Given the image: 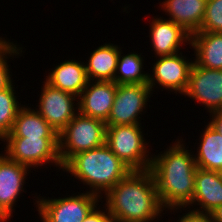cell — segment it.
I'll use <instances>...</instances> for the list:
<instances>
[{
    "label": "cell",
    "mask_w": 222,
    "mask_h": 222,
    "mask_svg": "<svg viewBox=\"0 0 222 222\" xmlns=\"http://www.w3.org/2000/svg\"><path fill=\"white\" fill-rule=\"evenodd\" d=\"M183 142L182 137L180 140L177 138L160 154L154 153L149 169L155 180L159 200L171 214L178 213L180 209V213L187 210L194 195L197 169L195 151L189 150Z\"/></svg>",
    "instance_id": "1"
},
{
    "label": "cell",
    "mask_w": 222,
    "mask_h": 222,
    "mask_svg": "<svg viewBox=\"0 0 222 222\" xmlns=\"http://www.w3.org/2000/svg\"><path fill=\"white\" fill-rule=\"evenodd\" d=\"M105 207L115 222H152L166 214L150 170L131 171L105 194ZM165 210V213H163ZM156 219V220H155Z\"/></svg>",
    "instance_id": "2"
},
{
    "label": "cell",
    "mask_w": 222,
    "mask_h": 222,
    "mask_svg": "<svg viewBox=\"0 0 222 222\" xmlns=\"http://www.w3.org/2000/svg\"><path fill=\"white\" fill-rule=\"evenodd\" d=\"M62 171L89 186L88 192L102 196L132 170L124 164L108 147L102 146L73 155Z\"/></svg>",
    "instance_id": "3"
},
{
    "label": "cell",
    "mask_w": 222,
    "mask_h": 222,
    "mask_svg": "<svg viewBox=\"0 0 222 222\" xmlns=\"http://www.w3.org/2000/svg\"><path fill=\"white\" fill-rule=\"evenodd\" d=\"M142 129V124L106 126L105 143L132 171L149 170L151 166V146Z\"/></svg>",
    "instance_id": "4"
},
{
    "label": "cell",
    "mask_w": 222,
    "mask_h": 222,
    "mask_svg": "<svg viewBox=\"0 0 222 222\" xmlns=\"http://www.w3.org/2000/svg\"><path fill=\"white\" fill-rule=\"evenodd\" d=\"M106 138L104 121L80 114L58 133V152L62 165L73 155L102 146Z\"/></svg>",
    "instance_id": "5"
},
{
    "label": "cell",
    "mask_w": 222,
    "mask_h": 222,
    "mask_svg": "<svg viewBox=\"0 0 222 222\" xmlns=\"http://www.w3.org/2000/svg\"><path fill=\"white\" fill-rule=\"evenodd\" d=\"M85 192V193H84ZM73 193L69 197L47 198L35 193L34 205L42 222H83L90 211L99 203L103 204L97 194L84 191Z\"/></svg>",
    "instance_id": "6"
},
{
    "label": "cell",
    "mask_w": 222,
    "mask_h": 222,
    "mask_svg": "<svg viewBox=\"0 0 222 222\" xmlns=\"http://www.w3.org/2000/svg\"><path fill=\"white\" fill-rule=\"evenodd\" d=\"M4 153L19 164L38 168L54 164L58 171L63 169L58 152V138L5 137Z\"/></svg>",
    "instance_id": "7"
},
{
    "label": "cell",
    "mask_w": 222,
    "mask_h": 222,
    "mask_svg": "<svg viewBox=\"0 0 222 222\" xmlns=\"http://www.w3.org/2000/svg\"><path fill=\"white\" fill-rule=\"evenodd\" d=\"M152 94L148 84H117L106 126L142 124L140 116L146 113Z\"/></svg>",
    "instance_id": "8"
},
{
    "label": "cell",
    "mask_w": 222,
    "mask_h": 222,
    "mask_svg": "<svg viewBox=\"0 0 222 222\" xmlns=\"http://www.w3.org/2000/svg\"><path fill=\"white\" fill-rule=\"evenodd\" d=\"M182 51L168 56L156 57L152 64V73H148V85L152 93L154 89H163L183 95L187 89L190 70L194 59H188Z\"/></svg>",
    "instance_id": "9"
},
{
    "label": "cell",
    "mask_w": 222,
    "mask_h": 222,
    "mask_svg": "<svg viewBox=\"0 0 222 222\" xmlns=\"http://www.w3.org/2000/svg\"><path fill=\"white\" fill-rule=\"evenodd\" d=\"M42 83L38 108H34L59 133L78 113V97L45 80Z\"/></svg>",
    "instance_id": "10"
},
{
    "label": "cell",
    "mask_w": 222,
    "mask_h": 222,
    "mask_svg": "<svg viewBox=\"0 0 222 222\" xmlns=\"http://www.w3.org/2000/svg\"><path fill=\"white\" fill-rule=\"evenodd\" d=\"M200 103L207 113L222 110V70L207 69L195 61L190 70L188 86L183 94Z\"/></svg>",
    "instance_id": "11"
},
{
    "label": "cell",
    "mask_w": 222,
    "mask_h": 222,
    "mask_svg": "<svg viewBox=\"0 0 222 222\" xmlns=\"http://www.w3.org/2000/svg\"><path fill=\"white\" fill-rule=\"evenodd\" d=\"M0 154V222H8L16 202L24 191V184L32 169L11 160L5 153ZM8 220V221H7Z\"/></svg>",
    "instance_id": "12"
},
{
    "label": "cell",
    "mask_w": 222,
    "mask_h": 222,
    "mask_svg": "<svg viewBox=\"0 0 222 222\" xmlns=\"http://www.w3.org/2000/svg\"><path fill=\"white\" fill-rule=\"evenodd\" d=\"M150 21L148 37L156 55L153 57L174 55L181 47L190 45L191 35L178 24L162 16H154Z\"/></svg>",
    "instance_id": "13"
},
{
    "label": "cell",
    "mask_w": 222,
    "mask_h": 222,
    "mask_svg": "<svg viewBox=\"0 0 222 222\" xmlns=\"http://www.w3.org/2000/svg\"><path fill=\"white\" fill-rule=\"evenodd\" d=\"M117 84L114 81H88L78 97V112L107 121L114 102Z\"/></svg>",
    "instance_id": "14"
},
{
    "label": "cell",
    "mask_w": 222,
    "mask_h": 222,
    "mask_svg": "<svg viewBox=\"0 0 222 222\" xmlns=\"http://www.w3.org/2000/svg\"><path fill=\"white\" fill-rule=\"evenodd\" d=\"M220 205H222V172L197 167L194 195L192 202L186 208L195 207L193 209L195 211L210 213Z\"/></svg>",
    "instance_id": "15"
},
{
    "label": "cell",
    "mask_w": 222,
    "mask_h": 222,
    "mask_svg": "<svg viewBox=\"0 0 222 222\" xmlns=\"http://www.w3.org/2000/svg\"><path fill=\"white\" fill-rule=\"evenodd\" d=\"M207 0H164L159 7L168 20L181 26L190 35L199 31L205 14ZM168 13V14H167Z\"/></svg>",
    "instance_id": "16"
},
{
    "label": "cell",
    "mask_w": 222,
    "mask_h": 222,
    "mask_svg": "<svg viewBox=\"0 0 222 222\" xmlns=\"http://www.w3.org/2000/svg\"><path fill=\"white\" fill-rule=\"evenodd\" d=\"M52 70V71H51ZM46 75L44 80L53 87L59 88L64 92L79 97L82 90L87 86L88 77L84 61L75 59L65 60L56 64L54 69Z\"/></svg>",
    "instance_id": "17"
},
{
    "label": "cell",
    "mask_w": 222,
    "mask_h": 222,
    "mask_svg": "<svg viewBox=\"0 0 222 222\" xmlns=\"http://www.w3.org/2000/svg\"><path fill=\"white\" fill-rule=\"evenodd\" d=\"M122 47L112 43H104L90 53L84 64L88 80L90 81H114L117 62Z\"/></svg>",
    "instance_id": "18"
},
{
    "label": "cell",
    "mask_w": 222,
    "mask_h": 222,
    "mask_svg": "<svg viewBox=\"0 0 222 222\" xmlns=\"http://www.w3.org/2000/svg\"><path fill=\"white\" fill-rule=\"evenodd\" d=\"M194 61L207 69L222 70V33L198 31L191 35Z\"/></svg>",
    "instance_id": "19"
},
{
    "label": "cell",
    "mask_w": 222,
    "mask_h": 222,
    "mask_svg": "<svg viewBox=\"0 0 222 222\" xmlns=\"http://www.w3.org/2000/svg\"><path fill=\"white\" fill-rule=\"evenodd\" d=\"M6 137L58 138V133L34 108L23 104Z\"/></svg>",
    "instance_id": "20"
},
{
    "label": "cell",
    "mask_w": 222,
    "mask_h": 222,
    "mask_svg": "<svg viewBox=\"0 0 222 222\" xmlns=\"http://www.w3.org/2000/svg\"><path fill=\"white\" fill-rule=\"evenodd\" d=\"M202 131L198 138L197 152L194 154L196 166L205 170L222 172V135L209 123Z\"/></svg>",
    "instance_id": "21"
},
{
    "label": "cell",
    "mask_w": 222,
    "mask_h": 222,
    "mask_svg": "<svg viewBox=\"0 0 222 222\" xmlns=\"http://www.w3.org/2000/svg\"><path fill=\"white\" fill-rule=\"evenodd\" d=\"M120 51L114 76L116 84H148V72L144 71L145 58L142 53ZM123 54V55H122ZM142 55V57H141Z\"/></svg>",
    "instance_id": "22"
},
{
    "label": "cell",
    "mask_w": 222,
    "mask_h": 222,
    "mask_svg": "<svg viewBox=\"0 0 222 222\" xmlns=\"http://www.w3.org/2000/svg\"><path fill=\"white\" fill-rule=\"evenodd\" d=\"M14 83L0 92V141L11 131L19 109L23 106L17 100ZM16 94V95H15Z\"/></svg>",
    "instance_id": "23"
},
{
    "label": "cell",
    "mask_w": 222,
    "mask_h": 222,
    "mask_svg": "<svg viewBox=\"0 0 222 222\" xmlns=\"http://www.w3.org/2000/svg\"><path fill=\"white\" fill-rule=\"evenodd\" d=\"M17 44L8 39L6 40L4 37H0V92L8 88L14 81L11 69L9 68L10 65H8V59L10 57L13 59L19 58L24 53L22 51L23 48Z\"/></svg>",
    "instance_id": "24"
},
{
    "label": "cell",
    "mask_w": 222,
    "mask_h": 222,
    "mask_svg": "<svg viewBox=\"0 0 222 222\" xmlns=\"http://www.w3.org/2000/svg\"><path fill=\"white\" fill-rule=\"evenodd\" d=\"M199 31L222 33V0H207Z\"/></svg>",
    "instance_id": "25"
},
{
    "label": "cell",
    "mask_w": 222,
    "mask_h": 222,
    "mask_svg": "<svg viewBox=\"0 0 222 222\" xmlns=\"http://www.w3.org/2000/svg\"><path fill=\"white\" fill-rule=\"evenodd\" d=\"M98 205L99 204L90 211L83 222H114V219L108 212L107 208L104 205H102L103 207Z\"/></svg>",
    "instance_id": "26"
},
{
    "label": "cell",
    "mask_w": 222,
    "mask_h": 222,
    "mask_svg": "<svg viewBox=\"0 0 222 222\" xmlns=\"http://www.w3.org/2000/svg\"><path fill=\"white\" fill-rule=\"evenodd\" d=\"M187 211H185L186 213H182L181 217L177 215V217L179 216L177 222H212L209 213L198 212L190 208Z\"/></svg>",
    "instance_id": "27"
},
{
    "label": "cell",
    "mask_w": 222,
    "mask_h": 222,
    "mask_svg": "<svg viewBox=\"0 0 222 222\" xmlns=\"http://www.w3.org/2000/svg\"><path fill=\"white\" fill-rule=\"evenodd\" d=\"M210 115V122H208L215 130L222 135V110L212 112Z\"/></svg>",
    "instance_id": "28"
},
{
    "label": "cell",
    "mask_w": 222,
    "mask_h": 222,
    "mask_svg": "<svg viewBox=\"0 0 222 222\" xmlns=\"http://www.w3.org/2000/svg\"><path fill=\"white\" fill-rule=\"evenodd\" d=\"M209 214L211 216L212 222H222V205L216 207Z\"/></svg>",
    "instance_id": "29"
}]
</instances>
